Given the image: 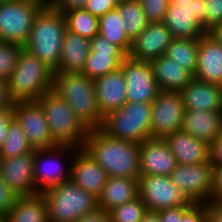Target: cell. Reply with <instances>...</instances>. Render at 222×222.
Masks as SVG:
<instances>
[{"label": "cell", "mask_w": 222, "mask_h": 222, "mask_svg": "<svg viewBox=\"0 0 222 222\" xmlns=\"http://www.w3.org/2000/svg\"><path fill=\"white\" fill-rule=\"evenodd\" d=\"M83 149L108 177L139 179V143L113 138L98 128L89 130Z\"/></svg>", "instance_id": "obj_1"}, {"label": "cell", "mask_w": 222, "mask_h": 222, "mask_svg": "<svg viewBox=\"0 0 222 222\" xmlns=\"http://www.w3.org/2000/svg\"><path fill=\"white\" fill-rule=\"evenodd\" d=\"M52 91L69 104L89 130L101 128L104 117L98 107L93 79L81 72H54Z\"/></svg>", "instance_id": "obj_2"}, {"label": "cell", "mask_w": 222, "mask_h": 222, "mask_svg": "<svg viewBox=\"0 0 222 222\" xmlns=\"http://www.w3.org/2000/svg\"><path fill=\"white\" fill-rule=\"evenodd\" d=\"M66 30L64 14L48 3L36 16L24 49L56 72Z\"/></svg>", "instance_id": "obj_3"}, {"label": "cell", "mask_w": 222, "mask_h": 222, "mask_svg": "<svg viewBox=\"0 0 222 222\" xmlns=\"http://www.w3.org/2000/svg\"><path fill=\"white\" fill-rule=\"evenodd\" d=\"M37 102L44 111L50 135L57 145L84 147L89 129L63 98L50 90L44 93Z\"/></svg>", "instance_id": "obj_4"}, {"label": "cell", "mask_w": 222, "mask_h": 222, "mask_svg": "<svg viewBox=\"0 0 222 222\" xmlns=\"http://www.w3.org/2000/svg\"><path fill=\"white\" fill-rule=\"evenodd\" d=\"M53 74L49 66L23 48L8 79L12 98L16 102L37 101L52 90Z\"/></svg>", "instance_id": "obj_5"}, {"label": "cell", "mask_w": 222, "mask_h": 222, "mask_svg": "<svg viewBox=\"0 0 222 222\" xmlns=\"http://www.w3.org/2000/svg\"><path fill=\"white\" fill-rule=\"evenodd\" d=\"M100 129L113 138L141 144L151 138V103L126 102L104 117Z\"/></svg>", "instance_id": "obj_6"}, {"label": "cell", "mask_w": 222, "mask_h": 222, "mask_svg": "<svg viewBox=\"0 0 222 222\" xmlns=\"http://www.w3.org/2000/svg\"><path fill=\"white\" fill-rule=\"evenodd\" d=\"M42 194L47 202L49 222H76L97 207V198L71 180L53 186Z\"/></svg>", "instance_id": "obj_7"}, {"label": "cell", "mask_w": 222, "mask_h": 222, "mask_svg": "<svg viewBox=\"0 0 222 222\" xmlns=\"http://www.w3.org/2000/svg\"><path fill=\"white\" fill-rule=\"evenodd\" d=\"M49 0H13L0 3V41L24 47L32 24Z\"/></svg>", "instance_id": "obj_8"}, {"label": "cell", "mask_w": 222, "mask_h": 222, "mask_svg": "<svg viewBox=\"0 0 222 222\" xmlns=\"http://www.w3.org/2000/svg\"><path fill=\"white\" fill-rule=\"evenodd\" d=\"M162 22L173 38L202 37L207 33L205 0H169Z\"/></svg>", "instance_id": "obj_9"}, {"label": "cell", "mask_w": 222, "mask_h": 222, "mask_svg": "<svg viewBox=\"0 0 222 222\" xmlns=\"http://www.w3.org/2000/svg\"><path fill=\"white\" fill-rule=\"evenodd\" d=\"M78 149L70 145H55L35 150L34 179L38 193L70 180L71 165L67 167L64 157H69L71 161ZM63 159L65 161H62Z\"/></svg>", "instance_id": "obj_10"}, {"label": "cell", "mask_w": 222, "mask_h": 222, "mask_svg": "<svg viewBox=\"0 0 222 222\" xmlns=\"http://www.w3.org/2000/svg\"><path fill=\"white\" fill-rule=\"evenodd\" d=\"M139 197L148 211L158 212L173 207H191L192 202L170 176L146 175L138 179Z\"/></svg>", "instance_id": "obj_11"}, {"label": "cell", "mask_w": 222, "mask_h": 222, "mask_svg": "<svg viewBox=\"0 0 222 222\" xmlns=\"http://www.w3.org/2000/svg\"><path fill=\"white\" fill-rule=\"evenodd\" d=\"M120 67L126 83L127 102L152 103L161 90L151 63L127 56Z\"/></svg>", "instance_id": "obj_12"}, {"label": "cell", "mask_w": 222, "mask_h": 222, "mask_svg": "<svg viewBox=\"0 0 222 222\" xmlns=\"http://www.w3.org/2000/svg\"><path fill=\"white\" fill-rule=\"evenodd\" d=\"M184 111L179 92L160 91L151 103V138H165L181 130Z\"/></svg>", "instance_id": "obj_13"}, {"label": "cell", "mask_w": 222, "mask_h": 222, "mask_svg": "<svg viewBox=\"0 0 222 222\" xmlns=\"http://www.w3.org/2000/svg\"><path fill=\"white\" fill-rule=\"evenodd\" d=\"M212 169L210 162L202 164H177L170 178L192 202L210 203L212 189Z\"/></svg>", "instance_id": "obj_14"}, {"label": "cell", "mask_w": 222, "mask_h": 222, "mask_svg": "<svg viewBox=\"0 0 222 222\" xmlns=\"http://www.w3.org/2000/svg\"><path fill=\"white\" fill-rule=\"evenodd\" d=\"M13 114L33 149H43L57 145L50 135L44 111L37 101L15 102Z\"/></svg>", "instance_id": "obj_15"}, {"label": "cell", "mask_w": 222, "mask_h": 222, "mask_svg": "<svg viewBox=\"0 0 222 222\" xmlns=\"http://www.w3.org/2000/svg\"><path fill=\"white\" fill-rule=\"evenodd\" d=\"M127 56L120 47L97 34L90 40V52L81 73L95 80L120 68Z\"/></svg>", "instance_id": "obj_16"}, {"label": "cell", "mask_w": 222, "mask_h": 222, "mask_svg": "<svg viewBox=\"0 0 222 222\" xmlns=\"http://www.w3.org/2000/svg\"><path fill=\"white\" fill-rule=\"evenodd\" d=\"M34 155L35 149L16 157L0 159L1 179L19 196L38 193L35 189Z\"/></svg>", "instance_id": "obj_17"}, {"label": "cell", "mask_w": 222, "mask_h": 222, "mask_svg": "<svg viewBox=\"0 0 222 222\" xmlns=\"http://www.w3.org/2000/svg\"><path fill=\"white\" fill-rule=\"evenodd\" d=\"M173 37L163 22H150L132 41L128 56L138 61H149L166 54Z\"/></svg>", "instance_id": "obj_18"}, {"label": "cell", "mask_w": 222, "mask_h": 222, "mask_svg": "<svg viewBox=\"0 0 222 222\" xmlns=\"http://www.w3.org/2000/svg\"><path fill=\"white\" fill-rule=\"evenodd\" d=\"M177 161L164 138H149L140 144V176H170Z\"/></svg>", "instance_id": "obj_19"}, {"label": "cell", "mask_w": 222, "mask_h": 222, "mask_svg": "<svg viewBox=\"0 0 222 222\" xmlns=\"http://www.w3.org/2000/svg\"><path fill=\"white\" fill-rule=\"evenodd\" d=\"M68 163H71L70 180L98 199L108 179L106 171L83 148Z\"/></svg>", "instance_id": "obj_20"}, {"label": "cell", "mask_w": 222, "mask_h": 222, "mask_svg": "<svg viewBox=\"0 0 222 222\" xmlns=\"http://www.w3.org/2000/svg\"><path fill=\"white\" fill-rule=\"evenodd\" d=\"M96 99L103 117L120 109L126 102V83L122 68L94 80Z\"/></svg>", "instance_id": "obj_21"}, {"label": "cell", "mask_w": 222, "mask_h": 222, "mask_svg": "<svg viewBox=\"0 0 222 222\" xmlns=\"http://www.w3.org/2000/svg\"><path fill=\"white\" fill-rule=\"evenodd\" d=\"M185 110L222 112V87L193 78L180 92Z\"/></svg>", "instance_id": "obj_22"}, {"label": "cell", "mask_w": 222, "mask_h": 222, "mask_svg": "<svg viewBox=\"0 0 222 222\" xmlns=\"http://www.w3.org/2000/svg\"><path fill=\"white\" fill-rule=\"evenodd\" d=\"M194 78L222 87V46L208 33L199 38L198 64Z\"/></svg>", "instance_id": "obj_23"}, {"label": "cell", "mask_w": 222, "mask_h": 222, "mask_svg": "<svg viewBox=\"0 0 222 222\" xmlns=\"http://www.w3.org/2000/svg\"><path fill=\"white\" fill-rule=\"evenodd\" d=\"M176 158L177 164L190 165L209 162V144L182 129L164 138Z\"/></svg>", "instance_id": "obj_24"}, {"label": "cell", "mask_w": 222, "mask_h": 222, "mask_svg": "<svg viewBox=\"0 0 222 222\" xmlns=\"http://www.w3.org/2000/svg\"><path fill=\"white\" fill-rule=\"evenodd\" d=\"M182 130L210 144L222 131V112L185 110Z\"/></svg>", "instance_id": "obj_25"}, {"label": "cell", "mask_w": 222, "mask_h": 222, "mask_svg": "<svg viewBox=\"0 0 222 222\" xmlns=\"http://www.w3.org/2000/svg\"><path fill=\"white\" fill-rule=\"evenodd\" d=\"M150 63L161 91L180 92L194 78L189 71L166 55Z\"/></svg>", "instance_id": "obj_26"}, {"label": "cell", "mask_w": 222, "mask_h": 222, "mask_svg": "<svg viewBox=\"0 0 222 222\" xmlns=\"http://www.w3.org/2000/svg\"><path fill=\"white\" fill-rule=\"evenodd\" d=\"M139 196L138 179L108 177L97 206L110 212Z\"/></svg>", "instance_id": "obj_27"}, {"label": "cell", "mask_w": 222, "mask_h": 222, "mask_svg": "<svg viewBox=\"0 0 222 222\" xmlns=\"http://www.w3.org/2000/svg\"><path fill=\"white\" fill-rule=\"evenodd\" d=\"M89 52V39L66 30L56 72H82Z\"/></svg>", "instance_id": "obj_28"}, {"label": "cell", "mask_w": 222, "mask_h": 222, "mask_svg": "<svg viewBox=\"0 0 222 222\" xmlns=\"http://www.w3.org/2000/svg\"><path fill=\"white\" fill-rule=\"evenodd\" d=\"M5 218L7 222H49L47 202L42 193L18 196Z\"/></svg>", "instance_id": "obj_29"}, {"label": "cell", "mask_w": 222, "mask_h": 222, "mask_svg": "<svg viewBox=\"0 0 222 222\" xmlns=\"http://www.w3.org/2000/svg\"><path fill=\"white\" fill-rule=\"evenodd\" d=\"M98 26L101 36L120 47L127 55L129 54L132 40L125 33L123 20L117 9L108 11L98 18Z\"/></svg>", "instance_id": "obj_30"}, {"label": "cell", "mask_w": 222, "mask_h": 222, "mask_svg": "<svg viewBox=\"0 0 222 222\" xmlns=\"http://www.w3.org/2000/svg\"><path fill=\"white\" fill-rule=\"evenodd\" d=\"M198 39L173 38L169 44L166 56L184 67L193 76L198 64Z\"/></svg>", "instance_id": "obj_31"}, {"label": "cell", "mask_w": 222, "mask_h": 222, "mask_svg": "<svg viewBox=\"0 0 222 222\" xmlns=\"http://www.w3.org/2000/svg\"><path fill=\"white\" fill-rule=\"evenodd\" d=\"M126 35L133 41L150 23L138 0H125L116 7Z\"/></svg>", "instance_id": "obj_32"}, {"label": "cell", "mask_w": 222, "mask_h": 222, "mask_svg": "<svg viewBox=\"0 0 222 222\" xmlns=\"http://www.w3.org/2000/svg\"><path fill=\"white\" fill-rule=\"evenodd\" d=\"M67 30L91 40L99 34L98 18L84 8L72 9L64 13Z\"/></svg>", "instance_id": "obj_33"}, {"label": "cell", "mask_w": 222, "mask_h": 222, "mask_svg": "<svg viewBox=\"0 0 222 222\" xmlns=\"http://www.w3.org/2000/svg\"><path fill=\"white\" fill-rule=\"evenodd\" d=\"M26 134L15 118L12 119L8 128V134L0 148V159L16 157L31 152Z\"/></svg>", "instance_id": "obj_34"}, {"label": "cell", "mask_w": 222, "mask_h": 222, "mask_svg": "<svg viewBox=\"0 0 222 222\" xmlns=\"http://www.w3.org/2000/svg\"><path fill=\"white\" fill-rule=\"evenodd\" d=\"M148 212L146 205L138 196L110 211L111 222H141Z\"/></svg>", "instance_id": "obj_35"}, {"label": "cell", "mask_w": 222, "mask_h": 222, "mask_svg": "<svg viewBox=\"0 0 222 222\" xmlns=\"http://www.w3.org/2000/svg\"><path fill=\"white\" fill-rule=\"evenodd\" d=\"M24 47L0 41V78L9 79L15 69L19 54Z\"/></svg>", "instance_id": "obj_36"}, {"label": "cell", "mask_w": 222, "mask_h": 222, "mask_svg": "<svg viewBox=\"0 0 222 222\" xmlns=\"http://www.w3.org/2000/svg\"><path fill=\"white\" fill-rule=\"evenodd\" d=\"M150 22H162L169 0H138Z\"/></svg>", "instance_id": "obj_37"}, {"label": "cell", "mask_w": 222, "mask_h": 222, "mask_svg": "<svg viewBox=\"0 0 222 222\" xmlns=\"http://www.w3.org/2000/svg\"><path fill=\"white\" fill-rule=\"evenodd\" d=\"M206 31L222 24V0H205Z\"/></svg>", "instance_id": "obj_38"}, {"label": "cell", "mask_w": 222, "mask_h": 222, "mask_svg": "<svg viewBox=\"0 0 222 222\" xmlns=\"http://www.w3.org/2000/svg\"><path fill=\"white\" fill-rule=\"evenodd\" d=\"M178 222H208L207 203H194Z\"/></svg>", "instance_id": "obj_39"}, {"label": "cell", "mask_w": 222, "mask_h": 222, "mask_svg": "<svg viewBox=\"0 0 222 222\" xmlns=\"http://www.w3.org/2000/svg\"><path fill=\"white\" fill-rule=\"evenodd\" d=\"M18 196L19 195L5 184L0 176V216L5 217L8 214Z\"/></svg>", "instance_id": "obj_40"}, {"label": "cell", "mask_w": 222, "mask_h": 222, "mask_svg": "<svg viewBox=\"0 0 222 222\" xmlns=\"http://www.w3.org/2000/svg\"><path fill=\"white\" fill-rule=\"evenodd\" d=\"M117 5L112 0H87L84 9L93 16L100 18L108 11L116 9Z\"/></svg>", "instance_id": "obj_41"}, {"label": "cell", "mask_w": 222, "mask_h": 222, "mask_svg": "<svg viewBox=\"0 0 222 222\" xmlns=\"http://www.w3.org/2000/svg\"><path fill=\"white\" fill-rule=\"evenodd\" d=\"M219 201H222V166H213L210 203Z\"/></svg>", "instance_id": "obj_42"}, {"label": "cell", "mask_w": 222, "mask_h": 222, "mask_svg": "<svg viewBox=\"0 0 222 222\" xmlns=\"http://www.w3.org/2000/svg\"><path fill=\"white\" fill-rule=\"evenodd\" d=\"M209 162L212 166H222V131L209 144Z\"/></svg>", "instance_id": "obj_43"}, {"label": "cell", "mask_w": 222, "mask_h": 222, "mask_svg": "<svg viewBox=\"0 0 222 222\" xmlns=\"http://www.w3.org/2000/svg\"><path fill=\"white\" fill-rule=\"evenodd\" d=\"M13 118V107L0 109V148L7 137L8 128Z\"/></svg>", "instance_id": "obj_44"}, {"label": "cell", "mask_w": 222, "mask_h": 222, "mask_svg": "<svg viewBox=\"0 0 222 222\" xmlns=\"http://www.w3.org/2000/svg\"><path fill=\"white\" fill-rule=\"evenodd\" d=\"M76 222H111L110 212L97 206L93 211L87 212L77 219Z\"/></svg>", "instance_id": "obj_45"}, {"label": "cell", "mask_w": 222, "mask_h": 222, "mask_svg": "<svg viewBox=\"0 0 222 222\" xmlns=\"http://www.w3.org/2000/svg\"><path fill=\"white\" fill-rule=\"evenodd\" d=\"M87 0H49V3L58 11L64 13L72 9L84 8Z\"/></svg>", "instance_id": "obj_46"}, {"label": "cell", "mask_w": 222, "mask_h": 222, "mask_svg": "<svg viewBox=\"0 0 222 222\" xmlns=\"http://www.w3.org/2000/svg\"><path fill=\"white\" fill-rule=\"evenodd\" d=\"M190 207H173L158 211L161 222H178Z\"/></svg>", "instance_id": "obj_47"}, {"label": "cell", "mask_w": 222, "mask_h": 222, "mask_svg": "<svg viewBox=\"0 0 222 222\" xmlns=\"http://www.w3.org/2000/svg\"><path fill=\"white\" fill-rule=\"evenodd\" d=\"M15 102L11 96L8 80L0 78V109L14 107Z\"/></svg>", "instance_id": "obj_48"}, {"label": "cell", "mask_w": 222, "mask_h": 222, "mask_svg": "<svg viewBox=\"0 0 222 222\" xmlns=\"http://www.w3.org/2000/svg\"><path fill=\"white\" fill-rule=\"evenodd\" d=\"M208 222H222V201L207 203Z\"/></svg>", "instance_id": "obj_49"}, {"label": "cell", "mask_w": 222, "mask_h": 222, "mask_svg": "<svg viewBox=\"0 0 222 222\" xmlns=\"http://www.w3.org/2000/svg\"><path fill=\"white\" fill-rule=\"evenodd\" d=\"M207 33L222 46V24L212 27Z\"/></svg>", "instance_id": "obj_50"}, {"label": "cell", "mask_w": 222, "mask_h": 222, "mask_svg": "<svg viewBox=\"0 0 222 222\" xmlns=\"http://www.w3.org/2000/svg\"><path fill=\"white\" fill-rule=\"evenodd\" d=\"M141 222H161L158 212L148 211Z\"/></svg>", "instance_id": "obj_51"}, {"label": "cell", "mask_w": 222, "mask_h": 222, "mask_svg": "<svg viewBox=\"0 0 222 222\" xmlns=\"http://www.w3.org/2000/svg\"><path fill=\"white\" fill-rule=\"evenodd\" d=\"M112 1L118 6L125 0H112Z\"/></svg>", "instance_id": "obj_52"}, {"label": "cell", "mask_w": 222, "mask_h": 222, "mask_svg": "<svg viewBox=\"0 0 222 222\" xmlns=\"http://www.w3.org/2000/svg\"><path fill=\"white\" fill-rule=\"evenodd\" d=\"M0 222H7L6 218L3 216H0Z\"/></svg>", "instance_id": "obj_53"}, {"label": "cell", "mask_w": 222, "mask_h": 222, "mask_svg": "<svg viewBox=\"0 0 222 222\" xmlns=\"http://www.w3.org/2000/svg\"><path fill=\"white\" fill-rule=\"evenodd\" d=\"M9 1H13V0H0V3L9 2Z\"/></svg>", "instance_id": "obj_54"}]
</instances>
